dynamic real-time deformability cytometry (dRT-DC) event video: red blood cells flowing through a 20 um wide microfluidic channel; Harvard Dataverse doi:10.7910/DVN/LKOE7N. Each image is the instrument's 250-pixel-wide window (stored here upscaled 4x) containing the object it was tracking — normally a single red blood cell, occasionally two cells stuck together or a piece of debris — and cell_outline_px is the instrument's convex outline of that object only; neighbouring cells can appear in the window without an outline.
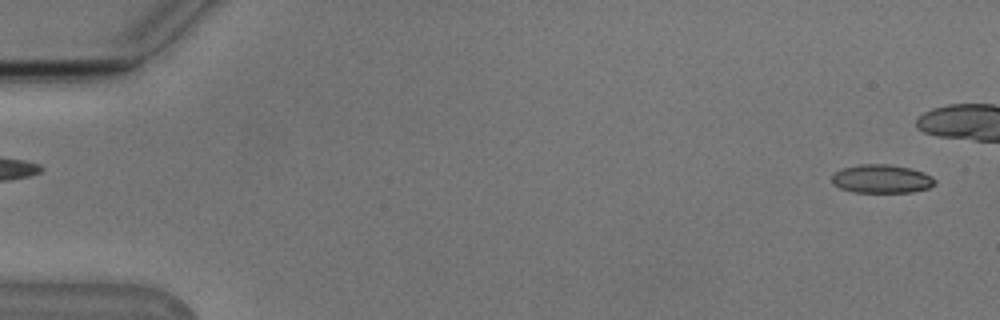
{"species": "Egyptian fruit bat (a non-hibernating species)", "species_latin": "Rousettus aegyptiacus", "temperature_condition": "cold", "stored_images_in_passage": 11, "camera_frame_rate_fps": 3000, "um_per_image_px": 0.085, "animal": {"sex": "male"}, "frame": {"image": 1, "passage_image": 2, "time_ms": 0.333, "image_size_px": [1000, 320], "cell_outline_px": [[936, 184], [928, 188], [912, 192], [852, 192], [840, 188], [832, 184], [832, 176], [836, 172], [844, 168], [860, 164], [888, 164], [908, 168], [924, 172], [932, 176], [936, 180]], "centroid_in_image_um": [74.95, 15.21], "position_along_channel_um": 10.0, "area_um2": 17.11}}